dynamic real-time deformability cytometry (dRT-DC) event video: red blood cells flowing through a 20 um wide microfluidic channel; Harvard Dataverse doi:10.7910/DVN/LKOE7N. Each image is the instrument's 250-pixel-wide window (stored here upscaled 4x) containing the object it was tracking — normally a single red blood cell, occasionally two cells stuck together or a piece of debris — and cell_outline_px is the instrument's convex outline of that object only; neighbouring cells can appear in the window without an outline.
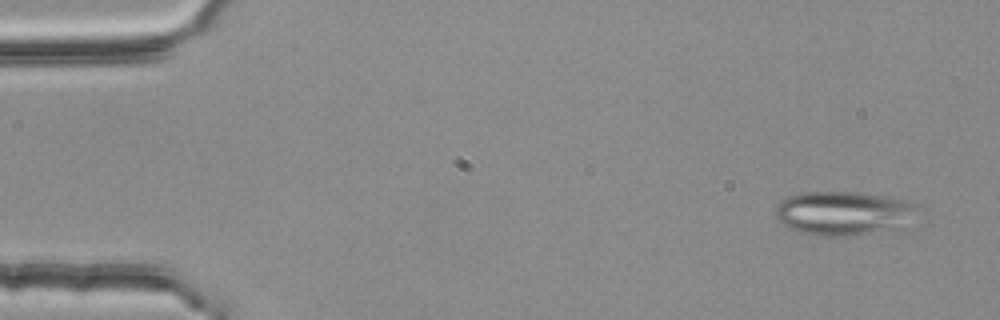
{"species": "common noctule bat (a hibernating species)", "species_latin": "Nyctalus noctula", "temperature_condition": "room temperature", "stored_images_in_passage": 5, "camera_frame_rate_fps": 3000, "um_per_image_px": 0.085, "animal": {"sex": "female", "body_mass_g": 25.1}, "frame": {"image": 1, "passage_image": 1, "time_ms": 0.0, "image_size_px": [1000, 320], "cell_outline_px": [[916, 204], [904, 228], [836, 236], [820, 236], [800, 232], [788, 228], [776, 216], [776, 204], [780, 200], [788, 196], [800, 192], [860, 192], [884, 196], [904, 200]], "centroid_in_image_um": [71.62, 18.1], "position_along_channel_um": 13.4, "area_um2": 35.89}}